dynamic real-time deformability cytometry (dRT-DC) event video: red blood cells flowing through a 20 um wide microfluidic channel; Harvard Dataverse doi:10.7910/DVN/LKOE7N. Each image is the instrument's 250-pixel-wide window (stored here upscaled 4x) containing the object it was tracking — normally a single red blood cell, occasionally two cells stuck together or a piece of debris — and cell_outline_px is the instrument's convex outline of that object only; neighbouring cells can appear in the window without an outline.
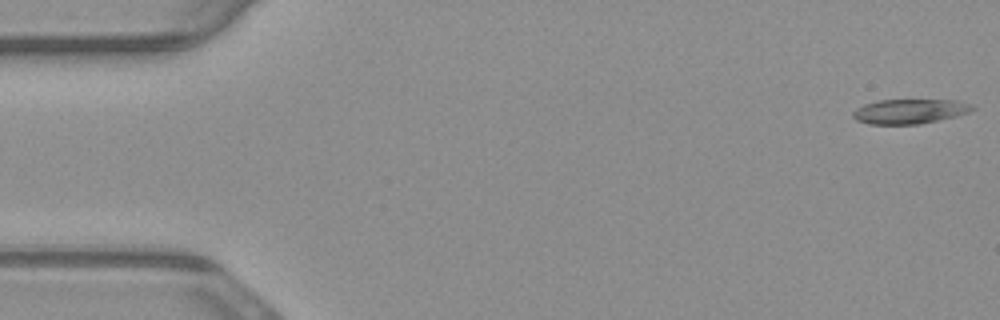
{"species": "common noctule bat (a hibernating species)", "species_latin": "Nyctalus noctula", "temperature_condition": "warm", "stored_images_in_passage": 14, "camera_frame_rate_fps": 3000, "um_per_image_px": 0.085, "animal": {"sex": "male", "body_mass_g": 23.1, "forearm_length_mm": 52.7}, "frame": {"image": 1, "passage_image": 1, "time_ms": 0.0, "image_size_px": [1000, 320], "cell_outline_px": [[976, 108], [968, 112], [956, 116], [920, 124], [868, 124], [856, 120], [852, 116], [852, 112], [856, 108], [864, 104], [876, 100], [956, 100], [972, 104]], "centroid_in_image_um": [77.3, 9.46], "position_along_channel_um": 7.7, "area_um2": 17.22}}
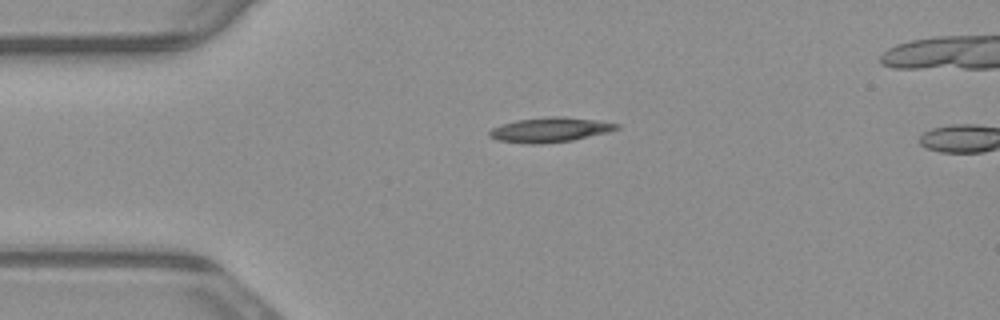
{"frame": {"image": 2, "passage_image": 12, "time_ms": 3.667, "image_size_px": [1000, 320], "cell_outline_px": [[620, 128], [608, 132], [572, 140], [540, 144], [532, 144], [496, 140], [488, 136], [488, 132], [492, 128], [500, 124], [516, 120], [548, 116], [560, 116], [596, 120], [620, 124]], "centroid_in_image_um": [46.72, 11.02], "position_along_channel_um": 38.3, "area_um2": 18.38}}